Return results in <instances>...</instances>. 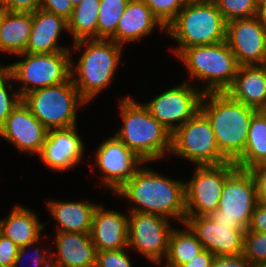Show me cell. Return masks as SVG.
Masks as SVG:
<instances>
[{"instance_id": "18", "label": "cell", "mask_w": 266, "mask_h": 267, "mask_svg": "<svg viewBox=\"0 0 266 267\" xmlns=\"http://www.w3.org/2000/svg\"><path fill=\"white\" fill-rule=\"evenodd\" d=\"M77 125L66 129L48 130L46 141L38 155L50 169L65 171L83 160L85 144L79 137Z\"/></svg>"}, {"instance_id": "19", "label": "cell", "mask_w": 266, "mask_h": 267, "mask_svg": "<svg viewBox=\"0 0 266 267\" xmlns=\"http://www.w3.org/2000/svg\"><path fill=\"white\" fill-rule=\"evenodd\" d=\"M129 214L108 210L99 204L93 213L91 241L97 251L128 248Z\"/></svg>"}, {"instance_id": "38", "label": "cell", "mask_w": 266, "mask_h": 267, "mask_svg": "<svg viewBox=\"0 0 266 267\" xmlns=\"http://www.w3.org/2000/svg\"><path fill=\"white\" fill-rule=\"evenodd\" d=\"M19 247L8 237L0 233V266L12 267Z\"/></svg>"}, {"instance_id": "50", "label": "cell", "mask_w": 266, "mask_h": 267, "mask_svg": "<svg viewBox=\"0 0 266 267\" xmlns=\"http://www.w3.org/2000/svg\"><path fill=\"white\" fill-rule=\"evenodd\" d=\"M187 1H208V0H187Z\"/></svg>"}, {"instance_id": "37", "label": "cell", "mask_w": 266, "mask_h": 267, "mask_svg": "<svg viewBox=\"0 0 266 267\" xmlns=\"http://www.w3.org/2000/svg\"><path fill=\"white\" fill-rule=\"evenodd\" d=\"M40 9L54 13L68 21L74 7L70 0H40Z\"/></svg>"}, {"instance_id": "35", "label": "cell", "mask_w": 266, "mask_h": 267, "mask_svg": "<svg viewBox=\"0 0 266 267\" xmlns=\"http://www.w3.org/2000/svg\"><path fill=\"white\" fill-rule=\"evenodd\" d=\"M127 248L97 251L95 267H132Z\"/></svg>"}, {"instance_id": "14", "label": "cell", "mask_w": 266, "mask_h": 267, "mask_svg": "<svg viewBox=\"0 0 266 267\" xmlns=\"http://www.w3.org/2000/svg\"><path fill=\"white\" fill-rule=\"evenodd\" d=\"M94 158L92 166H97L104 174L100 176L102 185L113 193L144 163L115 136L108 137L99 145Z\"/></svg>"}, {"instance_id": "43", "label": "cell", "mask_w": 266, "mask_h": 267, "mask_svg": "<svg viewBox=\"0 0 266 267\" xmlns=\"http://www.w3.org/2000/svg\"><path fill=\"white\" fill-rule=\"evenodd\" d=\"M215 255L208 250L204 249L197 254L192 260L185 263L181 267H211Z\"/></svg>"}, {"instance_id": "21", "label": "cell", "mask_w": 266, "mask_h": 267, "mask_svg": "<svg viewBox=\"0 0 266 267\" xmlns=\"http://www.w3.org/2000/svg\"><path fill=\"white\" fill-rule=\"evenodd\" d=\"M68 30V21L42 9L32 13V29L25 53L71 52L72 47L59 45L60 34Z\"/></svg>"}, {"instance_id": "49", "label": "cell", "mask_w": 266, "mask_h": 267, "mask_svg": "<svg viewBox=\"0 0 266 267\" xmlns=\"http://www.w3.org/2000/svg\"><path fill=\"white\" fill-rule=\"evenodd\" d=\"M261 111L266 115V106Z\"/></svg>"}, {"instance_id": "15", "label": "cell", "mask_w": 266, "mask_h": 267, "mask_svg": "<svg viewBox=\"0 0 266 267\" xmlns=\"http://www.w3.org/2000/svg\"><path fill=\"white\" fill-rule=\"evenodd\" d=\"M225 41L239 66L264 65L266 29L257 16L227 22Z\"/></svg>"}, {"instance_id": "44", "label": "cell", "mask_w": 266, "mask_h": 267, "mask_svg": "<svg viewBox=\"0 0 266 267\" xmlns=\"http://www.w3.org/2000/svg\"><path fill=\"white\" fill-rule=\"evenodd\" d=\"M257 17L266 29V3L257 8Z\"/></svg>"}, {"instance_id": "26", "label": "cell", "mask_w": 266, "mask_h": 267, "mask_svg": "<svg viewBox=\"0 0 266 267\" xmlns=\"http://www.w3.org/2000/svg\"><path fill=\"white\" fill-rule=\"evenodd\" d=\"M32 29V13L5 11L0 20V51L25 53Z\"/></svg>"}, {"instance_id": "27", "label": "cell", "mask_w": 266, "mask_h": 267, "mask_svg": "<svg viewBox=\"0 0 266 267\" xmlns=\"http://www.w3.org/2000/svg\"><path fill=\"white\" fill-rule=\"evenodd\" d=\"M234 163L243 170L266 164V115L261 110L253 114L245 149Z\"/></svg>"}, {"instance_id": "47", "label": "cell", "mask_w": 266, "mask_h": 267, "mask_svg": "<svg viewBox=\"0 0 266 267\" xmlns=\"http://www.w3.org/2000/svg\"><path fill=\"white\" fill-rule=\"evenodd\" d=\"M5 11L6 10H5L4 6L2 5V1L0 0V20H1Z\"/></svg>"}, {"instance_id": "8", "label": "cell", "mask_w": 266, "mask_h": 267, "mask_svg": "<svg viewBox=\"0 0 266 267\" xmlns=\"http://www.w3.org/2000/svg\"><path fill=\"white\" fill-rule=\"evenodd\" d=\"M72 52L44 54L21 53L22 61L4 66L14 81L20 82L17 89L22 98L36 89L54 86L71 78Z\"/></svg>"}, {"instance_id": "41", "label": "cell", "mask_w": 266, "mask_h": 267, "mask_svg": "<svg viewBox=\"0 0 266 267\" xmlns=\"http://www.w3.org/2000/svg\"><path fill=\"white\" fill-rule=\"evenodd\" d=\"M251 262L243 255L215 256L211 267H250Z\"/></svg>"}, {"instance_id": "33", "label": "cell", "mask_w": 266, "mask_h": 267, "mask_svg": "<svg viewBox=\"0 0 266 267\" xmlns=\"http://www.w3.org/2000/svg\"><path fill=\"white\" fill-rule=\"evenodd\" d=\"M159 22L167 28L178 16L187 0H142Z\"/></svg>"}, {"instance_id": "31", "label": "cell", "mask_w": 266, "mask_h": 267, "mask_svg": "<svg viewBox=\"0 0 266 267\" xmlns=\"http://www.w3.org/2000/svg\"><path fill=\"white\" fill-rule=\"evenodd\" d=\"M11 81L14 80L10 72L0 65V129L4 126L8 115L22 100L18 91H16L17 89L13 90V92L9 90L13 89Z\"/></svg>"}, {"instance_id": "10", "label": "cell", "mask_w": 266, "mask_h": 267, "mask_svg": "<svg viewBox=\"0 0 266 267\" xmlns=\"http://www.w3.org/2000/svg\"><path fill=\"white\" fill-rule=\"evenodd\" d=\"M238 167L227 161L219 165L195 166L185 185L186 216H209L218 209L226 179Z\"/></svg>"}, {"instance_id": "4", "label": "cell", "mask_w": 266, "mask_h": 267, "mask_svg": "<svg viewBox=\"0 0 266 267\" xmlns=\"http://www.w3.org/2000/svg\"><path fill=\"white\" fill-rule=\"evenodd\" d=\"M73 44L71 51L74 49L75 53L85 47L77 65L71 59V80L88 104L111 84L121 62L123 45L105 39L80 40Z\"/></svg>"}, {"instance_id": "16", "label": "cell", "mask_w": 266, "mask_h": 267, "mask_svg": "<svg viewBox=\"0 0 266 267\" xmlns=\"http://www.w3.org/2000/svg\"><path fill=\"white\" fill-rule=\"evenodd\" d=\"M185 224L204 249L215 256L243 254L245 229L236 223L214 222L209 216H186Z\"/></svg>"}, {"instance_id": "42", "label": "cell", "mask_w": 266, "mask_h": 267, "mask_svg": "<svg viewBox=\"0 0 266 267\" xmlns=\"http://www.w3.org/2000/svg\"><path fill=\"white\" fill-rule=\"evenodd\" d=\"M249 231L266 233V204L258 202L252 214Z\"/></svg>"}, {"instance_id": "6", "label": "cell", "mask_w": 266, "mask_h": 267, "mask_svg": "<svg viewBox=\"0 0 266 267\" xmlns=\"http://www.w3.org/2000/svg\"><path fill=\"white\" fill-rule=\"evenodd\" d=\"M176 57L187 67L190 79L205 81L203 93L225 92L233 83L239 64L226 41L183 49Z\"/></svg>"}, {"instance_id": "24", "label": "cell", "mask_w": 266, "mask_h": 267, "mask_svg": "<svg viewBox=\"0 0 266 267\" xmlns=\"http://www.w3.org/2000/svg\"><path fill=\"white\" fill-rule=\"evenodd\" d=\"M98 204L83 201H48L47 207L53 220L57 221V232L90 233L92 217Z\"/></svg>"}, {"instance_id": "29", "label": "cell", "mask_w": 266, "mask_h": 267, "mask_svg": "<svg viewBox=\"0 0 266 267\" xmlns=\"http://www.w3.org/2000/svg\"><path fill=\"white\" fill-rule=\"evenodd\" d=\"M100 0H83L74 7L68 20L73 41L98 39V12Z\"/></svg>"}, {"instance_id": "20", "label": "cell", "mask_w": 266, "mask_h": 267, "mask_svg": "<svg viewBox=\"0 0 266 267\" xmlns=\"http://www.w3.org/2000/svg\"><path fill=\"white\" fill-rule=\"evenodd\" d=\"M54 243L57 250L51 251L52 267H95L97 249L90 233L56 232Z\"/></svg>"}, {"instance_id": "36", "label": "cell", "mask_w": 266, "mask_h": 267, "mask_svg": "<svg viewBox=\"0 0 266 267\" xmlns=\"http://www.w3.org/2000/svg\"><path fill=\"white\" fill-rule=\"evenodd\" d=\"M36 243H32L29 245H26L24 247H20L18 250V254L14 260V263L12 265V267H19V265H21L22 260L24 258V256L26 255V253L28 252L30 247H33ZM48 248H43L42 251L40 252L39 247H34V256L31 255V257H33V265L34 267H52L51 264V251L47 250ZM30 252V251H29ZM40 253V254H39ZM28 255V254H27ZM49 255V256H47Z\"/></svg>"}, {"instance_id": "3", "label": "cell", "mask_w": 266, "mask_h": 267, "mask_svg": "<svg viewBox=\"0 0 266 267\" xmlns=\"http://www.w3.org/2000/svg\"><path fill=\"white\" fill-rule=\"evenodd\" d=\"M123 125L115 133L143 162H154L171 153V133L152 116L149 109L127 96L120 99Z\"/></svg>"}, {"instance_id": "12", "label": "cell", "mask_w": 266, "mask_h": 267, "mask_svg": "<svg viewBox=\"0 0 266 267\" xmlns=\"http://www.w3.org/2000/svg\"><path fill=\"white\" fill-rule=\"evenodd\" d=\"M203 94L199 87L193 86L190 81H183L143 104L152 116L173 134L200 110Z\"/></svg>"}, {"instance_id": "11", "label": "cell", "mask_w": 266, "mask_h": 267, "mask_svg": "<svg viewBox=\"0 0 266 267\" xmlns=\"http://www.w3.org/2000/svg\"><path fill=\"white\" fill-rule=\"evenodd\" d=\"M258 203L254 180L248 170L237 168L225 181L218 209L209 217L214 222L236 223L247 229Z\"/></svg>"}, {"instance_id": "34", "label": "cell", "mask_w": 266, "mask_h": 267, "mask_svg": "<svg viewBox=\"0 0 266 267\" xmlns=\"http://www.w3.org/2000/svg\"><path fill=\"white\" fill-rule=\"evenodd\" d=\"M243 255L251 262H266V233L244 231Z\"/></svg>"}, {"instance_id": "1", "label": "cell", "mask_w": 266, "mask_h": 267, "mask_svg": "<svg viewBox=\"0 0 266 267\" xmlns=\"http://www.w3.org/2000/svg\"><path fill=\"white\" fill-rule=\"evenodd\" d=\"M143 163L116 192L137 206L129 212L160 215L184 224L186 221L185 181L165 177Z\"/></svg>"}, {"instance_id": "46", "label": "cell", "mask_w": 266, "mask_h": 267, "mask_svg": "<svg viewBox=\"0 0 266 267\" xmlns=\"http://www.w3.org/2000/svg\"><path fill=\"white\" fill-rule=\"evenodd\" d=\"M253 1L257 8L266 3V0H253Z\"/></svg>"}, {"instance_id": "5", "label": "cell", "mask_w": 266, "mask_h": 267, "mask_svg": "<svg viewBox=\"0 0 266 267\" xmlns=\"http://www.w3.org/2000/svg\"><path fill=\"white\" fill-rule=\"evenodd\" d=\"M226 24L213 0L187 1L166 28V35L177 42L178 46L172 49L177 56L187 47L225 41Z\"/></svg>"}, {"instance_id": "22", "label": "cell", "mask_w": 266, "mask_h": 267, "mask_svg": "<svg viewBox=\"0 0 266 267\" xmlns=\"http://www.w3.org/2000/svg\"><path fill=\"white\" fill-rule=\"evenodd\" d=\"M156 26L166 34V28L142 0H130L118 22L115 35L110 40L124 46L125 43L147 37Z\"/></svg>"}, {"instance_id": "7", "label": "cell", "mask_w": 266, "mask_h": 267, "mask_svg": "<svg viewBox=\"0 0 266 267\" xmlns=\"http://www.w3.org/2000/svg\"><path fill=\"white\" fill-rule=\"evenodd\" d=\"M22 101L48 130L76 126L77 109L87 103L71 78L54 86L31 91L22 97Z\"/></svg>"}, {"instance_id": "17", "label": "cell", "mask_w": 266, "mask_h": 267, "mask_svg": "<svg viewBox=\"0 0 266 267\" xmlns=\"http://www.w3.org/2000/svg\"><path fill=\"white\" fill-rule=\"evenodd\" d=\"M48 129L30 112L21 100L5 120L0 137L13 144L20 152L40 154Z\"/></svg>"}, {"instance_id": "39", "label": "cell", "mask_w": 266, "mask_h": 267, "mask_svg": "<svg viewBox=\"0 0 266 267\" xmlns=\"http://www.w3.org/2000/svg\"><path fill=\"white\" fill-rule=\"evenodd\" d=\"M248 171L255 183L258 202L266 204V164L254 166Z\"/></svg>"}, {"instance_id": "40", "label": "cell", "mask_w": 266, "mask_h": 267, "mask_svg": "<svg viewBox=\"0 0 266 267\" xmlns=\"http://www.w3.org/2000/svg\"><path fill=\"white\" fill-rule=\"evenodd\" d=\"M8 12L34 13L40 8V0H1Z\"/></svg>"}, {"instance_id": "45", "label": "cell", "mask_w": 266, "mask_h": 267, "mask_svg": "<svg viewBox=\"0 0 266 267\" xmlns=\"http://www.w3.org/2000/svg\"><path fill=\"white\" fill-rule=\"evenodd\" d=\"M250 267H266V262L253 263Z\"/></svg>"}, {"instance_id": "13", "label": "cell", "mask_w": 266, "mask_h": 267, "mask_svg": "<svg viewBox=\"0 0 266 267\" xmlns=\"http://www.w3.org/2000/svg\"><path fill=\"white\" fill-rule=\"evenodd\" d=\"M170 223V219L160 215L129 212L128 248H134L155 265L161 264L173 230Z\"/></svg>"}, {"instance_id": "32", "label": "cell", "mask_w": 266, "mask_h": 267, "mask_svg": "<svg viewBox=\"0 0 266 267\" xmlns=\"http://www.w3.org/2000/svg\"><path fill=\"white\" fill-rule=\"evenodd\" d=\"M224 20L252 18L257 16V7L253 0H213Z\"/></svg>"}, {"instance_id": "9", "label": "cell", "mask_w": 266, "mask_h": 267, "mask_svg": "<svg viewBox=\"0 0 266 267\" xmlns=\"http://www.w3.org/2000/svg\"><path fill=\"white\" fill-rule=\"evenodd\" d=\"M170 154L185 158L195 166L228 161L219 151L211 124L200 110L171 135Z\"/></svg>"}, {"instance_id": "23", "label": "cell", "mask_w": 266, "mask_h": 267, "mask_svg": "<svg viewBox=\"0 0 266 267\" xmlns=\"http://www.w3.org/2000/svg\"><path fill=\"white\" fill-rule=\"evenodd\" d=\"M225 92L246 106L262 110L266 106V67L239 66L233 83Z\"/></svg>"}, {"instance_id": "48", "label": "cell", "mask_w": 266, "mask_h": 267, "mask_svg": "<svg viewBox=\"0 0 266 267\" xmlns=\"http://www.w3.org/2000/svg\"><path fill=\"white\" fill-rule=\"evenodd\" d=\"M73 7L77 6L79 3H81L83 0H70Z\"/></svg>"}, {"instance_id": "28", "label": "cell", "mask_w": 266, "mask_h": 267, "mask_svg": "<svg viewBox=\"0 0 266 267\" xmlns=\"http://www.w3.org/2000/svg\"><path fill=\"white\" fill-rule=\"evenodd\" d=\"M182 225L186 229L173 228L170 234L164 267H181L204 250L203 245L189 226L185 223Z\"/></svg>"}, {"instance_id": "2", "label": "cell", "mask_w": 266, "mask_h": 267, "mask_svg": "<svg viewBox=\"0 0 266 267\" xmlns=\"http://www.w3.org/2000/svg\"><path fill=\"white\" fill-rule=\"evenodd\" d=\"M200 111L211 124L221 154L235 162L243 154L251 118L257 110L226 92H209L202 96Z\"/></svg>"}, {"instance_id": "25", "label": "cell", "mask_w": 266, "mask_h": 267, "mask_svg": "<svg viewBox=\"0 0 266 267\" xmlns=\"http://www.w3.org/2000/svg\"><path fill=\"white\" fill-rule=\"evenodd\" d=\"M39 220L34 211L16 205L7 217L0 220V233L19 248L24 247L40 241L45 226Z\"/></svg>"}, {"instance_id": "30", "label": "cell", "mask_w": 266, "mask_h": 267, "mask_svg": "<svg viewBox=\"0 0 266 267\" xmlns=\"http://www.w3.org/2000/svg\"><path fill=\"white\" fill-rule=\"evenodd\" d=\"M130 0H100L98 39L110 40L116 32L122 13Z\"/></svg>"}]
</instances>
